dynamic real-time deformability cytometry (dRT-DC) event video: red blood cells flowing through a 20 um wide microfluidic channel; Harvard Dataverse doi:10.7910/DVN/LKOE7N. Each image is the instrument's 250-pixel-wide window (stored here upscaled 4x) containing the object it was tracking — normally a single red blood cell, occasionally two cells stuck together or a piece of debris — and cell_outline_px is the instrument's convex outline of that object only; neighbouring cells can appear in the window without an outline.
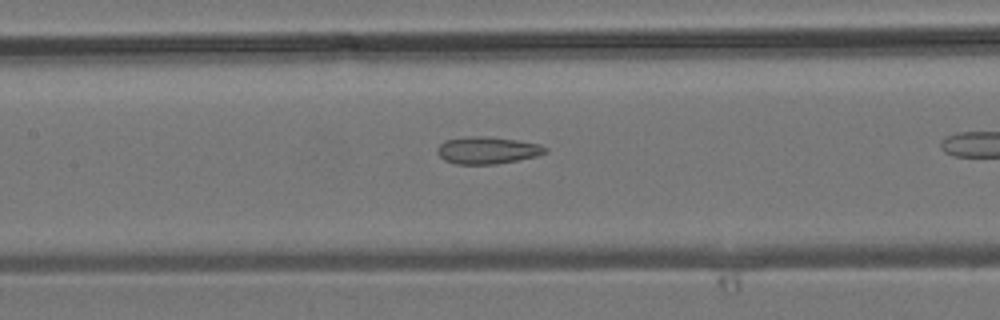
{"species": "common noctule bat (a hibernating species)", "species_latin": "Nyctalus noctula", "temperature_condition": "room temperature", "stored_images_in_passage": 26, "camera_frame_rate_fps": 3000, "um_per_image_px": 0.085, "animal": {"sex": "male", "body_mass_g": 19.2, "forearm_length_mm": 51.8}, "frame": {"image": 1, "passage_image": 12, "time_ms": 3.667, "image_size_px": [1000, 320], "cell_outline_px": [[548, 152], [536, 156], [496, 164], [456, 164], [444, 160], [436, 152], [436, 148], [444, 140], [468, 136], [488, 136], [520, 140], [540, 144], [548, 148]], "centroid_in_image_um": [41.42, 12.76], "position_along_channel_um": 166.0, "area_um2": 17.28}}